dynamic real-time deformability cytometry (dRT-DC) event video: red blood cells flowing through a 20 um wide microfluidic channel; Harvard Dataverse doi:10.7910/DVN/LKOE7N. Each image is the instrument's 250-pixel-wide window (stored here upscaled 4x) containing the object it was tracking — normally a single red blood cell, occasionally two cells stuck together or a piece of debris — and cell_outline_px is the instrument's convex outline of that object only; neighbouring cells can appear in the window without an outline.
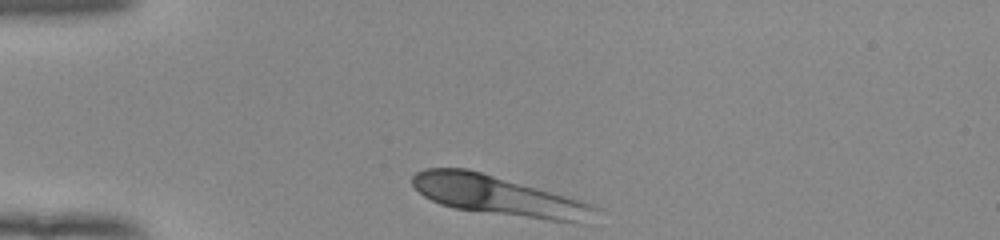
{"species": "human", "species_latin": "Homo sapiens", "temperature_condition": "room temperature", "stored_images_in_passage": 31, "camera_frame_rate_fps": 3000, "um_per_image_px": 0.085, "donor": {"sex": "female"}, "frame": {"image": 1, "passage_image": 1, "time_ms": 0.0, "image_size_px": [1000, 240], "cell_outline_px": [[600, 208], [588, 224], [572, 224], [456, 208], [440, 204], [424, 196], [412, 184], [412, 176], [416, 172], [424, 168], [468, 168], [580, 200]], "centroid_in_image_um": [42.44, 16.66], "position_along_channel_um": 42.6, "area_um2": 42.43}}
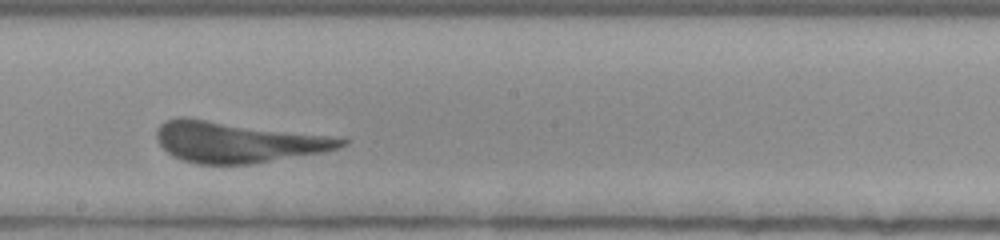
{"frame": {"image": 2, "passage_image": 18, "time_ms": 5.667, "image_size_px": [1000, 240], "cell_outline_px": [[348, 144], [340, 148], [320, 152], [252, 164], [196, 164], [172, 156], [156, 140], [156, 128], [164, 120], [180, 116], [184, 116], [344, 136], [348, 140]], "centroid_in_image_um": [20.26, 12.03], "position_along_channel_um": 227.9, "area_um2": 45.14}}
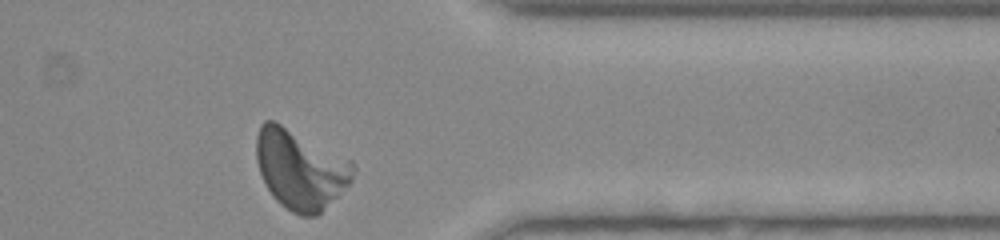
{"frame": {"image": 3, "passage_image": 31, "time_ms": 10.0, "image_size_px": [1000, 240], "cell_outline_px": [[356, 168], [352, 180], [316, 216], [300, 216], [292, 212], [280, 204], [272, 196], [260, 172], [256, 160], [256, 136], [260, 124], [264, 120], [272, 120], [352, 160], [356, 164]], "centroid_in_image_um": [25.52, 14.39], "position_along_channel_um": 385.9, "area_um2": 44.39}}